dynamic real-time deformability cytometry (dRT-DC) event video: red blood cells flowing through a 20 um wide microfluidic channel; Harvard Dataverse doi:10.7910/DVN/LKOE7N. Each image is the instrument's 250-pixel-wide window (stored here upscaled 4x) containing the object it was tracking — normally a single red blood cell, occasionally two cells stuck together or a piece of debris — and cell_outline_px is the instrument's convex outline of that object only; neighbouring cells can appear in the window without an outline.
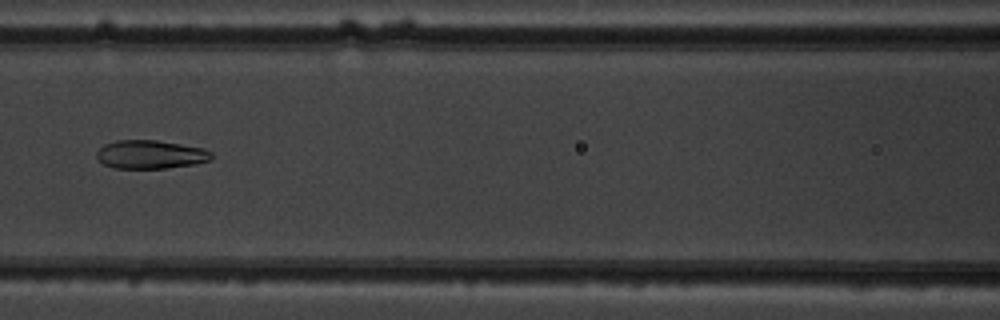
{"species": "common noctule bat (a hibernating species)", "species_latin": "Nyctalus noctula", "temperature_condition": "warm", "stored_images_in_passage": 6, "camera_frame_rate_fps": 3000, "um_per_image_px": 0.085, "animal": {"sex": "male", "body_mass_g": 19.5, "forearm_length_mm": 54.6}, "frame": {"image": 1, "passage_image": 5, "time_ms": 5.667, "image_size_px": [1000, 320], "cell_outline_px": [[212, 160], [196, 164], [164, 168], [112, 168], [104, 164], [96, 156], [96, 152], [104, 144], [116, 140], [156, 140], [204, 148], [212, 152]], "centroid_in_image_um": [12.8, 13.13], "position_along_channel_um": 153.8, "area_um2": 19.13}}
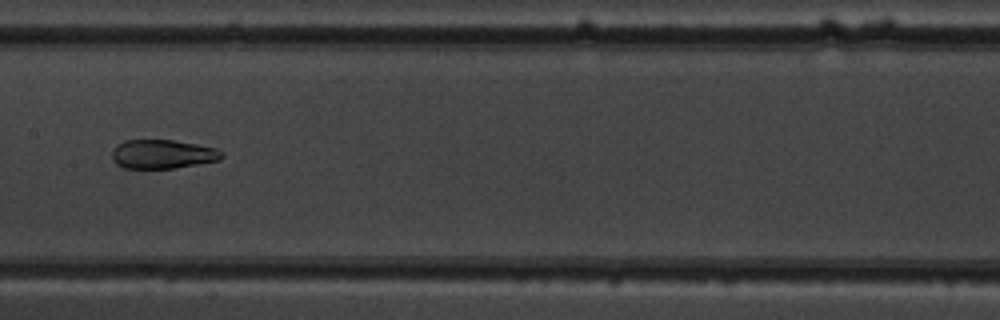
{"frame": {"image": 2, "passage_image": 6, "time_ms": 6.667, "image_size_px": [1000, 320], "cell_outline_px": [[224, 156], [220, 160], [176, 168], [124, 168], [116, 164], [112, 160], [112, 148], [116, 144], [124, 140], [172, 140], [196, 144], [216, 148], [224, 152]], "centroid_in_image_um": [13.81, 13.1], "position_along_channel_um": 193.6, "area_um2": 18.73}}